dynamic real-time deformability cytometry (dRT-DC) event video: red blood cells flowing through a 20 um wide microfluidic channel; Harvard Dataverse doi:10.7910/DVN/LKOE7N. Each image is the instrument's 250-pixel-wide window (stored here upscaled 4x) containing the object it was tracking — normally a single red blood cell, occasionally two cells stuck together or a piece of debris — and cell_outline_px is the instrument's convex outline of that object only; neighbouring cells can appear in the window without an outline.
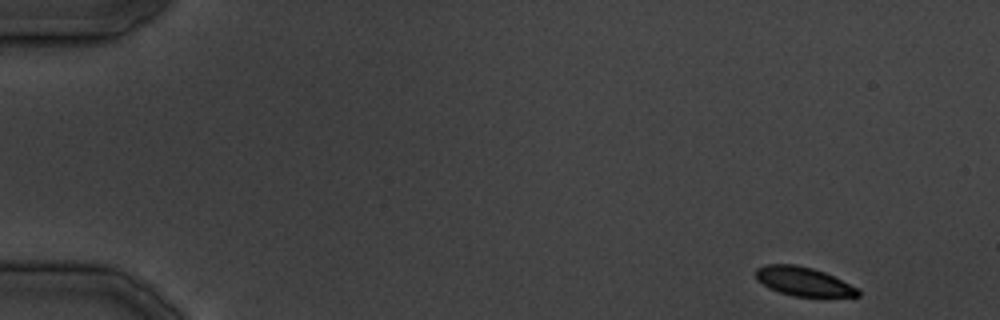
{"species": "common noctule bat (a hibernating species)", "species_latin": "Nyctalus noctula", "temperature_condition": "cold", "stored_images_in_passage": 35, "camera_frame_rate_fps": 3000, "um_per_image_px": 0.085, "animal": {"sex": "male", "body_mass_g": 19.5, "forearm_length_mm": 54.6}, "frame": {"image": 1, "passage_image": 1, "time_ms": 0.0, "image_size_px": [1000, 320], "cell_outline_px": [[860, 296], [792, 296], [768, 288], [756, 276], [756, 268], [764, 264], [796, 264], [812, 268], [824, 272], [860, 288]], "centroid_in_image_um": [68.31, 23.91], "position_along_channel_um": 16.7, "area_um2": 17.11}}
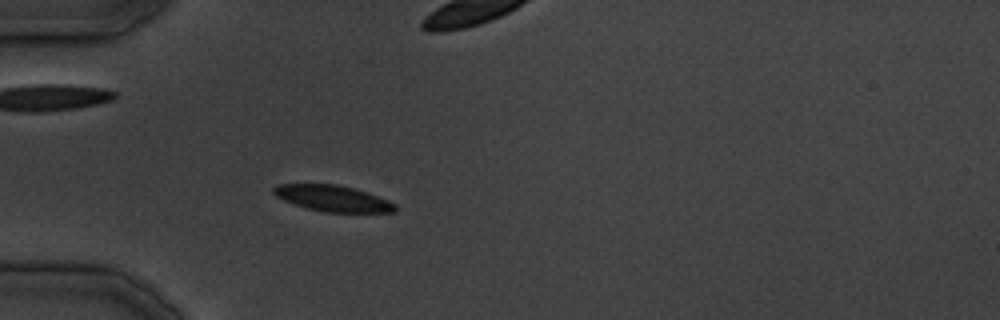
{"frame": {"image": 2, "passage_image": 10, "time_ms": 10.333, "image_size_px": [1000, 320], "cell_outline_px": [[396, 212], [324, 212], [292, 204], [276, 196], [272, 192], [272, 188], [276, 184], [336, 184], [368, 192], [388, 200], [396, 204]], "centroid_in_image_um": [28.27, 16.86], "position_along_channel_um": 56.7, "area_um2": 18.5}}
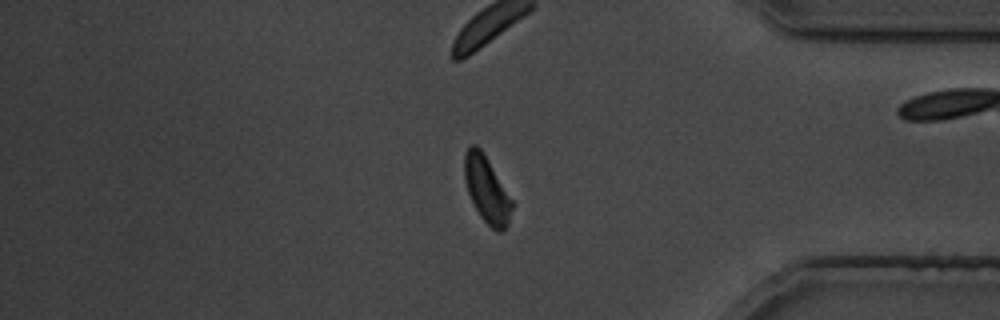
{"frame": {"image": 3, "passage_image": 30, "time_ms": 35.0, "image_size_px": [1000, 320], "cell_outline_px": [[516, 204], [508, 224], [500, 232], [496, 232], [480, 216], [468, 192], [464, 180], [464, 156], [468, 148], [472, 144], [476, 144], [484, 152]], "centroid_in_image_um": [41.41, 16.11], "position_along_channel_um": 393.8, "area_um2": 18.73}}